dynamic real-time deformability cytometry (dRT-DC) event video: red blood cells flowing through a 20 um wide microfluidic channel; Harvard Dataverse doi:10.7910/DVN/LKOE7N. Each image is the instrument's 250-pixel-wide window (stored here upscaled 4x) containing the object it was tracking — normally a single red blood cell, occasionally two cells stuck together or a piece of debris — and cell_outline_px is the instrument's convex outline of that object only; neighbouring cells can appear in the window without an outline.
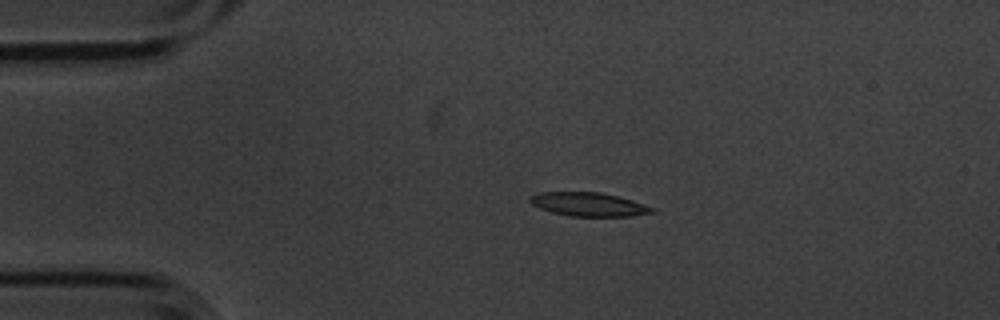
{"species": "common noctule bat (a hibernating species)", "species_latin": "Nyctalus noctula", "temperature_condition": "cold", "stored_images_in_passage": 45, "camera_frame_rate_fps": 3000, "um_per_image_px": 0.085, "animal": {"sex": "male", "body_mass_g": 20.1, "forearm_length_mm": 53.5}, "frame": {"image": 1, "passage_image": 1, "time_ms": 0.0, "image_size_px": [1000, 320], "cell_outline_px": [[656, 212], [632, 216], [572, 216], [552, 212], [540, 208], [532, 204], [528, 200], [528, 196], [540, 192], [600, 192], [620, 196], [656, 208]], "centroid_in_image_um": [50.06, 17.36], "position_along_channel_um": 34.9, "area_um2": 16.99}}
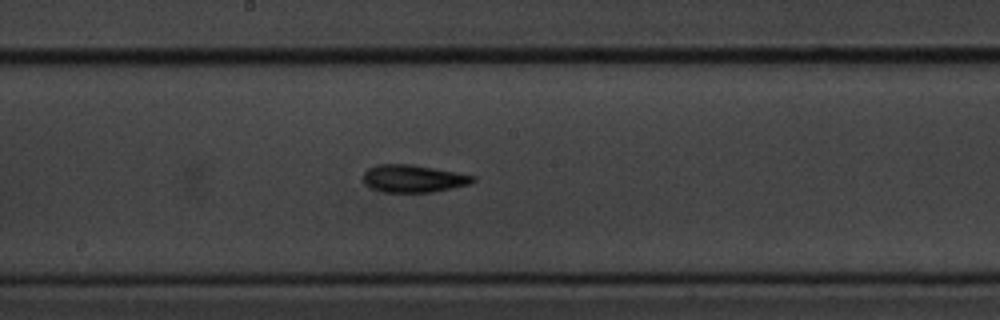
{"frame": {"image": 2, "passage_image": 19, "time_ms": 6.0, "image_size_px": [1000, 320], "cell_outline_px": [[476, 180], [468, 184], [452, 188], [432, 192], [380, 192], [364, 184], [364, 172], [368, 168], [380, 164], [412, 164], [476, 176]], "centroid_in_image_um": [35.11, 15.18], "position_along_channel_um": 213.1, "area_um2": 17.51}}
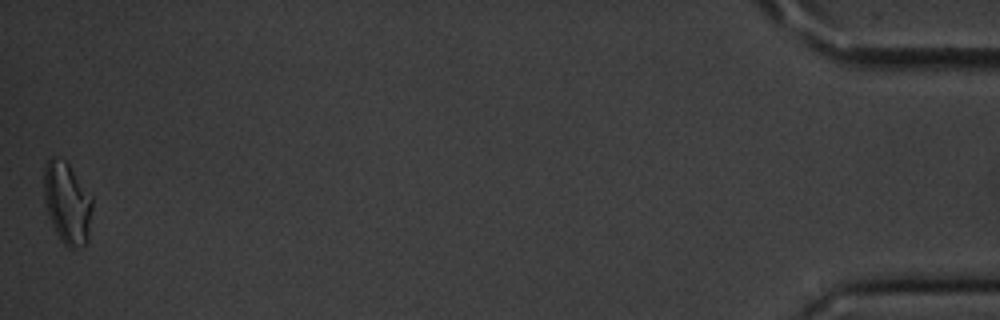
{"frame": {"image": 3, "passage_image": 45, "time_ms": 14.667, "image_size_px": [1000, 320], "cell_outline_px": [[92, 208], [88, 240], [84, 244], [76, 248], [68, 248], [60, 240], [56, 232], [48, 212], [44, 200], [44, 168], [48, 160], [52, 156], [64, 160], [68, 164], [92, 196]], "centroid_in_image_um": [5.72, 17.26], "position_along_channel_um": 429.5, "area_um2": 22.83}, "authors_computed_cell_mechanics": {"area_um2": 17.34, "velocity_mm_per_s": 3.5675, "shape_relaxation_time_tau1_ms": 3.5368, "shape_relaxation_time_tau2_ms": 5.2541, "deformation_change_tau1": 0.1178, "deformation_change_tau2": 0.1423}}